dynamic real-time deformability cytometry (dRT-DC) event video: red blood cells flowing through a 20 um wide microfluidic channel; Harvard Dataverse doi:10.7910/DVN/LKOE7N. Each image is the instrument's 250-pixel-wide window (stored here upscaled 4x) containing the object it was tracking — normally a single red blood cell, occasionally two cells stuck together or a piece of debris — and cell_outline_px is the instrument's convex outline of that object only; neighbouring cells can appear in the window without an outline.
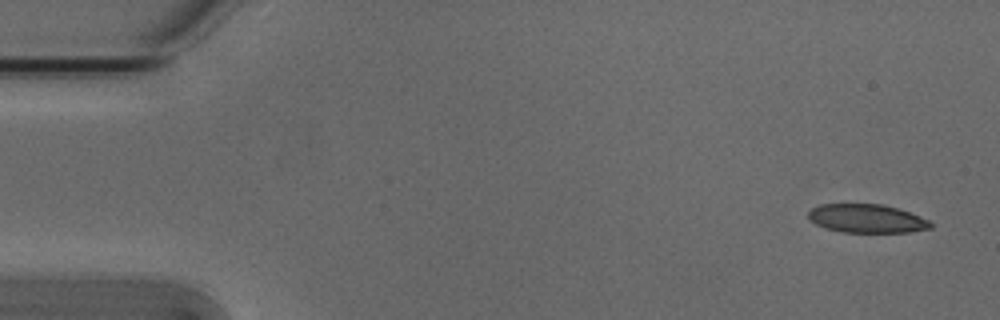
{"species": "Egyptian fruit bat (a non-hibernating species)", "species_latin": "Rousettus aegyptiacus", "temperature_condition": "cold", "stored_images_in_passage": 5, "segment_of_instrument_passage": [1, 2], "camera_frame_rate_fps": 3000, "um_per_image_px": 0.085, "animal": {"sex": "male"}, "frame": {"image": 1, "passage_image": 1, "time_ms": 0.0, "image_size_px": [1000, 320], "cell_outline_px": [[932, 228], [908, 232], [840, 232], [824, 228], [816, 224], [808, 216], [808, 212], [812, 208], [820, 204], [884, 204], [920, 216], [928, 220], [932, 224]], "centroid_in_image_um": [73.66, 18.57], "position_along_channel_um": 11.3, "area_um2": 20.29}}